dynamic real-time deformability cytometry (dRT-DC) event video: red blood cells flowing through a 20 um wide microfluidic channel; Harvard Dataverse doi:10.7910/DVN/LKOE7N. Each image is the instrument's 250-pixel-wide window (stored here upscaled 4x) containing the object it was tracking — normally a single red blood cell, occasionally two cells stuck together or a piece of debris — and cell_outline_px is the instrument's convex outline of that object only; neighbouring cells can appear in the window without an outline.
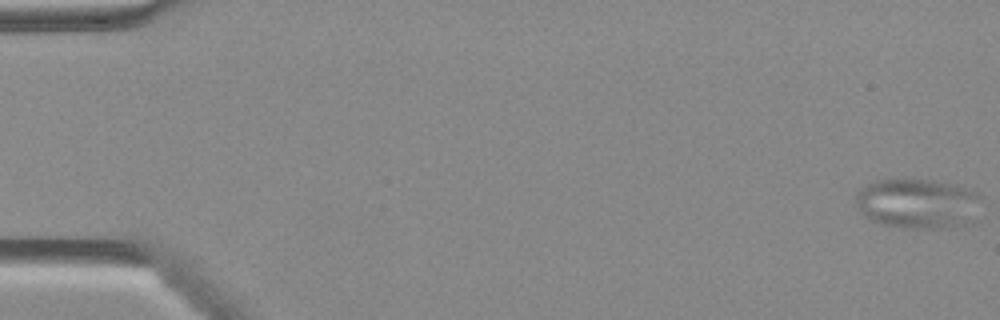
{"species": "Egyptian fruit bat (a non-hibernating species)", "species_latin": "Rousettus aegyptiacus", "temperature_condition": "warm", "stored_images_in_passage": 9, "camera_frame_rate_fps": 3000, "um_per_image_px": 0.085, "animal": {"sex": "female"}, "frame": {"image": 1, "passage_image": 1, "time_ms": 0.0, "image_size_px": [1000, 320], "cell_outline_px": [[980, 196], [972, 224], [944, 228], [904, 228], [884, 224], [872, 220], [860, 208], [856, 200], [856, 192], [860, 188], [876, 180], [928, 180], [960, 188], [972, 192]], "centroid_in_image_um": [77.98, 17.33], "position_along_channel_um": 7.0, "area_um2": 35.49}}